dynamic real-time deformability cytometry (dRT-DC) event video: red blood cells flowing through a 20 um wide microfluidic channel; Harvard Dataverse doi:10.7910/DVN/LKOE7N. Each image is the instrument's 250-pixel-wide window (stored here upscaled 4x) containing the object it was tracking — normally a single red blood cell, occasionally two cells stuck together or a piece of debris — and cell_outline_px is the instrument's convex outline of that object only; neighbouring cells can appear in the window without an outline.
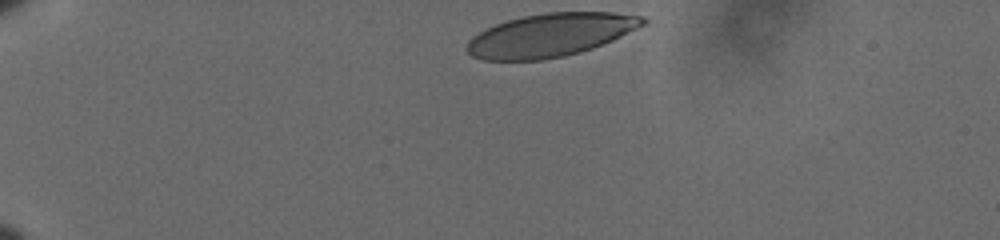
{"species": "human", "species_latin": "Homo sapiens", "temperature_condition": "cold", "stored_images_in_passage": 39, "camera_frame_rate_fps": 3000, "um_per_image_px": 0.085, "donor": {"sex": "male"}, "frame": {"image": 1, "passage_image": 1, "time_ms": 0.0, "image_size_px": [1000, 240], "cell_outline_px": [[648, 20], [644, 24], [612, 40], [592, 48], [580, 52], [564, 56], [544, 60], [484, 60], [472, 56], [464, 48], [468, 40], [472, 36], [496, 24], [508, 20], [524, 16], [544, 12], [612, 12], [644, 16]], "centroid_in_image_um": [46.76, 2.98], "position_along_channel_um": 38.2, "area_um2": 44.16}}
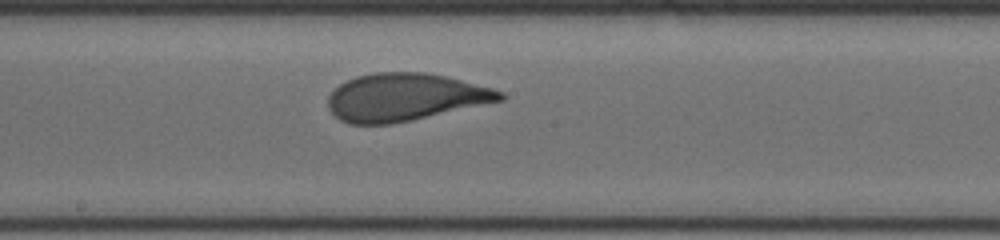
{"frame": {"image": 2, "passage_image": 22, "time_ms": 7.0, "image_size_px": [1000, 240], "cell_outline_px": [[504, 100], [412, 120], [392, 124], [348, 124], [340, 120], [328, 108], [328, 96], [332, 88], [356, 76], [372, 72], [424, 72], [444, 76], [492, 88], [504, 92]], "centroid_in_image_um": [34.38, 8.26], "position_along_channel_um": 213.8, "area_um2": 47.69}}
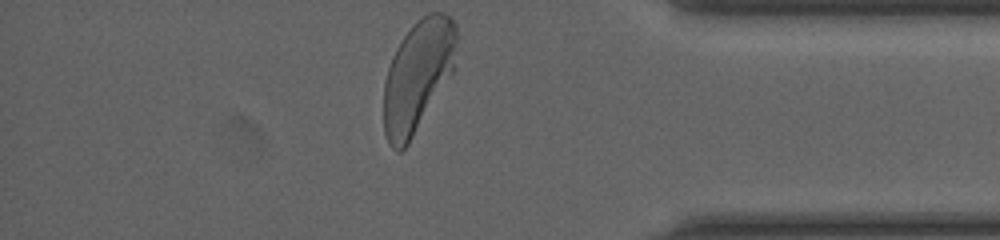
{"frame": {"image": 3, "passage_image": 39, "time_ms": 12.667, "image_size_px": [1000, 240], "cell_outline_px": [[460, 36], [452, 72], [408, 144], [400, 152], [396, 152], [388, 144], [384, 132], [384, 80], [392, 56], [396, 48], [412, 24], [428, 12], [444, 12], [456, 24]], "centroid_in_image_um": [35.52, 6.41], "position_along_channel_um": 399.7, "area_um2": 47.45}, "authors_computed_cell_mechanics": {"area_um2": 47.685, "velocity_mm_per_s": 3.5812, "shape_relaxation_time_tau1_ms": 3.8116, "shape_relaxation_time_tau2_ms": null, "deformation_change_tau1": 0.1776, "deformation_change_tau2": null}}